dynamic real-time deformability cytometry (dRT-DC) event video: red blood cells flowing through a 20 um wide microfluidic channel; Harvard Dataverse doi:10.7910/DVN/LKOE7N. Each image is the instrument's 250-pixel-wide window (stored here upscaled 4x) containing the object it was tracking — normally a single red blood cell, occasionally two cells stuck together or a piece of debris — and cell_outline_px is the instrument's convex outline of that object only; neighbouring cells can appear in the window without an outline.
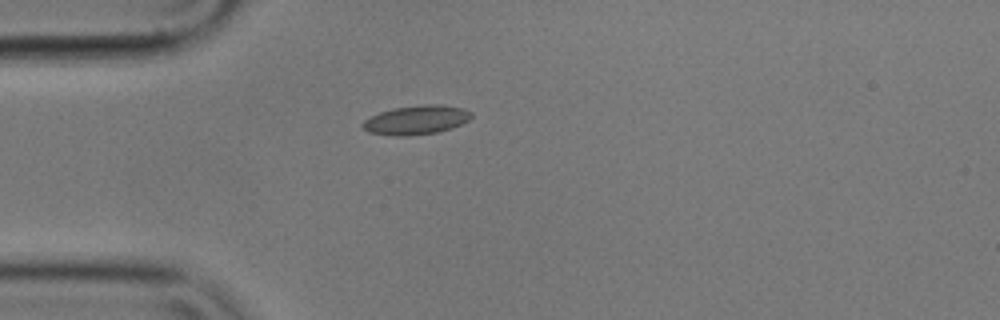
{"species": "common noctule bat (a hibernating species)", "species_latin": "Nyctalus noctula", "temperature_condition": "cold", "stored_images_in_passage": 1, "camera_frame_rate_fps": 3000, "um_per_image_px": 0.085, "animal": {"sex": "male", "body_mass_g": 17.9}, "frame": {"image": 1, "passage_image": 1, "time_ms": 0.0, "image_size_px": [1000, 320], "cell_outline_px": [[472, 116], [468, 120], [452, 128], [436, 132], [408, 136], [396, 136], [368, 132], [360, 124], [364, 120], [380, 112], [392, 108], [424, 104], [440, 104], [464, 108], [472, 112]], "centroid_in_image_um": [35.39, 10.19], "position_along_channel_um": 49.6, "area_um2": 18.44}}